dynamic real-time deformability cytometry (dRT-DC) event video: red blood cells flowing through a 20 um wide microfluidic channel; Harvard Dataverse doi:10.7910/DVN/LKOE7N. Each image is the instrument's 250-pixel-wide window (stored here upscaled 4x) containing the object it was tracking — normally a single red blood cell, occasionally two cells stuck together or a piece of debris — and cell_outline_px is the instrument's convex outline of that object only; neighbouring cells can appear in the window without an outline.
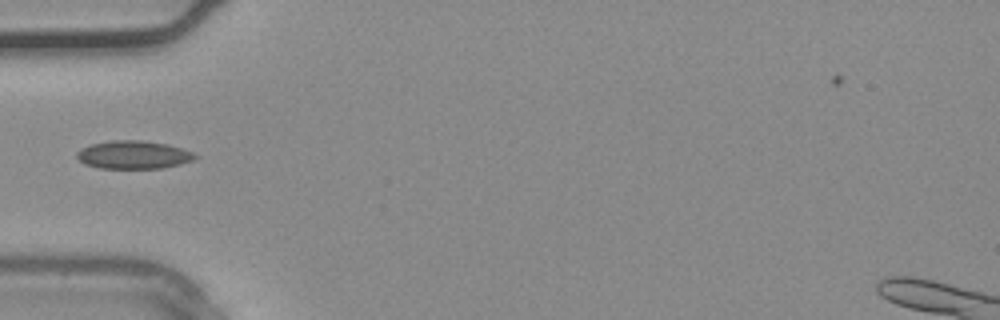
{"species": "common noctule bat (a hibernating species)", "species_latin": "Nyctalus noctula", "temperature_condition": "warm", "stored_images_in_passage": 35, "camera_frame_rate_fps": 3000, "um_per_image_px": 0.085, "animal": {"sex": "male", "body_mass_g": 20.4}, "frame": {"image": 1, "passage_image": 11, "time_ms": 3.333, "image_size_px": [1000, 320], "cell_outline_px": [[200, 156], [192, 160], [180, 164], [164, 168], [100, 168], [84, 164], [76, 156], [76, 152], [80, 148], [92, 144], [112, 140], [140, 140], [168, 144], [192, 152]], "centroid_in_image_um": [11.34, 13.16], "position_along_channel_um": 73.7, "area_um2": 19.36}}